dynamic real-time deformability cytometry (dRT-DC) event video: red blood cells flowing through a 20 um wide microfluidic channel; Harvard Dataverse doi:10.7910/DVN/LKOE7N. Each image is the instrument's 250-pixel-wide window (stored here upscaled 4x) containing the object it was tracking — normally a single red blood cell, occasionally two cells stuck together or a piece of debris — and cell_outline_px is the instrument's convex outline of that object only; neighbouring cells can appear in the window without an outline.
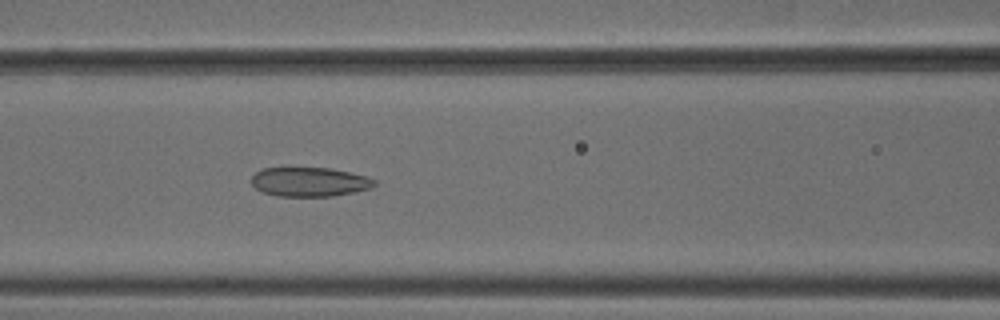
{"species": "common noctule bat (a hibernating species)", "species_latin": "Nyctalus noctula", "temperature_condition": "cold", "stored_images_in_passage": 52, "camera_frame_rate_fps": 3000, "um_per_image_px": 0.085, "animal": {"sex": "male", "body_mass_g": 18.8}, "frame": {"image": 1, "passage_image": 22, "time_ms": 7.0, "image_size_px": [1000, 320], "cell_outline_px": [[376, 184], [372, 188], [332, 196], [276, 196], [260, 192], [252, 184], [252, 176], [260, 168], [332, 168], [364, 176], [376, 180]], "centroid_in_image_um": [26.27, 15.46], "position_along_channel_um": 140.3, "area_um2": 20.92}}
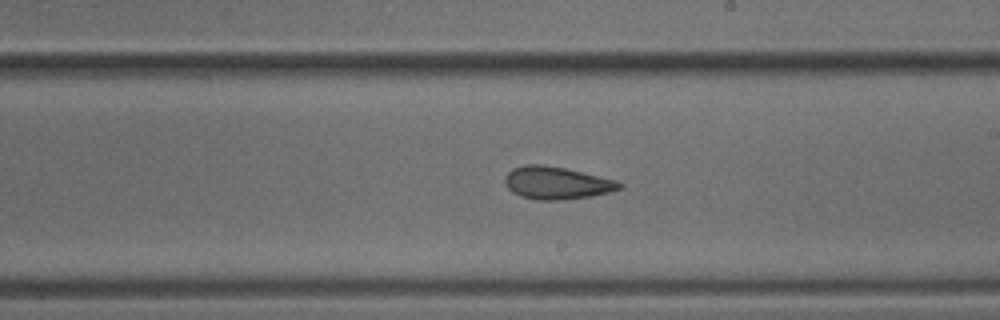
{"frame": {"image": 2, "passage_image": 30, "time_ms": 9.667, "image_size_px": [1000, 320], "cell_outline_px": [[624, 184], [620, 188], [608, 192], [592, 196], [564, 200], [536, 200], [520, 196], [512, 192], [508, 188], [504, 180], [504, 176], [512, 168], [524, 164], [544, 164], [564, 168], [616, 180]], "centroid_in_image_um": [47.27, 15.55], "position_along_channel_um": 241.7, "area_um2": 21.79}}
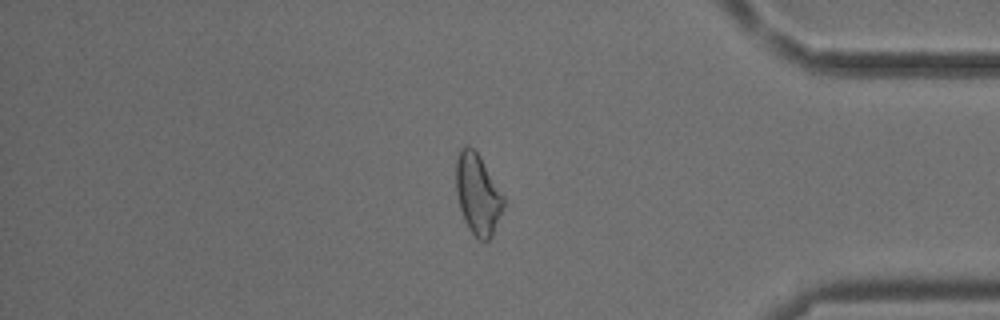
{"frame": {"image": 3, "passage_image": 44, "time_ms": 14.333, "image_size_px": [1000, 320], "cell_outline_px": [[504, 208], [492, 236], [488, 240], [480, 240], [468, 228], [464, 220], [460, 208], [456, 192], [456, 156], [460, 148], [464, 144], [468, 144], [480, 156], [504, 196]], "centroid_in_image_um": [40.6, 16.48], "position_along_channel_um": 394.6, "area_um2": 22.43}, "authors_computed_cell_mechanics": {"area_um2": 22.5131, "velocity_mm_per_s": 3.7958, "shape_relaxation_time_tau1_ms": null, "shape_relaxation_time_tau2_ms": 3.05, "deformation_change_tau1": null, "deformation_change_tau2": 0.1108}}